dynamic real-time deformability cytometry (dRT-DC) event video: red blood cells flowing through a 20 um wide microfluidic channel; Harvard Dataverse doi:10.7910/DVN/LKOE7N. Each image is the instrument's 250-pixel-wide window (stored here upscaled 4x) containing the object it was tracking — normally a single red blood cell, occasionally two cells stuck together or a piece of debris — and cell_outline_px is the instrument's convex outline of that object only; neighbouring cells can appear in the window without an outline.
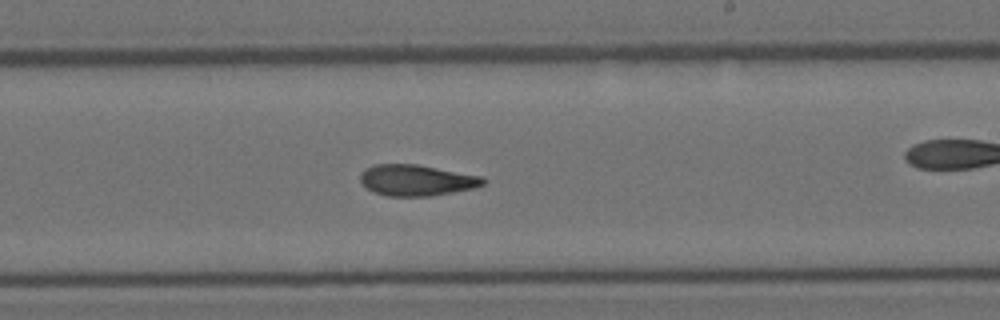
{"species": "Egyptian fruit bat (a non-hibernating species)", "species_latin": "Rousettus aegyptiacus", "temperature_condition": "room temperature", "stored_images_in_passage": 34, "camera_frame_rate_fps": 3000, "um_per_image_px": 0.085, "animal": {"sex": "female"}, "frame": {"image": 1, "passage_image": 20, "time_ms": 6.333, "image_size_px": [1000, 320], "cell_outline_px": [[488, 180], [484, 184], [476, 188], [432, 196], [388, 196], [376, 192], [368, 188], [360, 180], [360, 172], [376, 164], [416, 164], [484, 176]], "centroid_in_image_um": [35.49, 15.32], "position_along_channel_um": 253.5, "area_um2": 22.31}}